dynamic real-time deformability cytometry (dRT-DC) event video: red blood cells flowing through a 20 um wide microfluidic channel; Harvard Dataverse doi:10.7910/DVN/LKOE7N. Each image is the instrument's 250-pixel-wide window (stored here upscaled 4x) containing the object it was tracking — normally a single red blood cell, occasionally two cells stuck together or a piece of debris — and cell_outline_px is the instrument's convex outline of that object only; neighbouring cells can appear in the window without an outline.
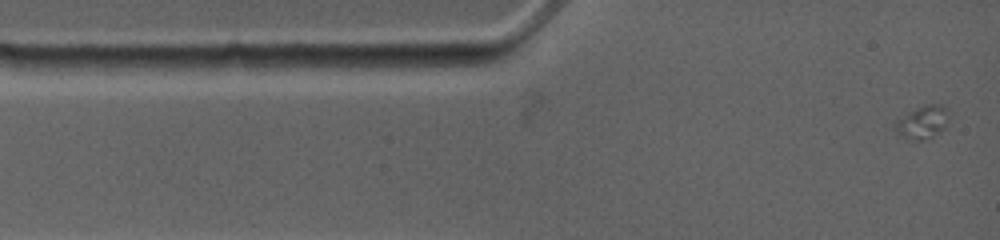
{"species": "common noctule bat (a hibernating species)", "species_latin": "Nyctalus noctula", "temperature_condition": "warm", "stored_images_in_passage": 5, "camera_frame_rate_fps": 4500, "um_per_image_px": 0.085, "animal": {"sex": "female", "body_mass_g": 19.0, "forearm_length_mm": 53.3}, "frame": {"image": 1, "passage_image": 1, "time_ms": 0.0, "image_size_px": [1000, 240], "cell_outline_px": [[948, 112], [944, 128], [928, 140], [908, 140], [900, 136], [892, 128], [892, 124], [896, 120], [908, 112], [924, 104], [940, 104], [948, 108]], "centroid_in_image_um": [78.35, 10.4], "position_along_channel_um": 6.7, "area_um2": 10.58}}